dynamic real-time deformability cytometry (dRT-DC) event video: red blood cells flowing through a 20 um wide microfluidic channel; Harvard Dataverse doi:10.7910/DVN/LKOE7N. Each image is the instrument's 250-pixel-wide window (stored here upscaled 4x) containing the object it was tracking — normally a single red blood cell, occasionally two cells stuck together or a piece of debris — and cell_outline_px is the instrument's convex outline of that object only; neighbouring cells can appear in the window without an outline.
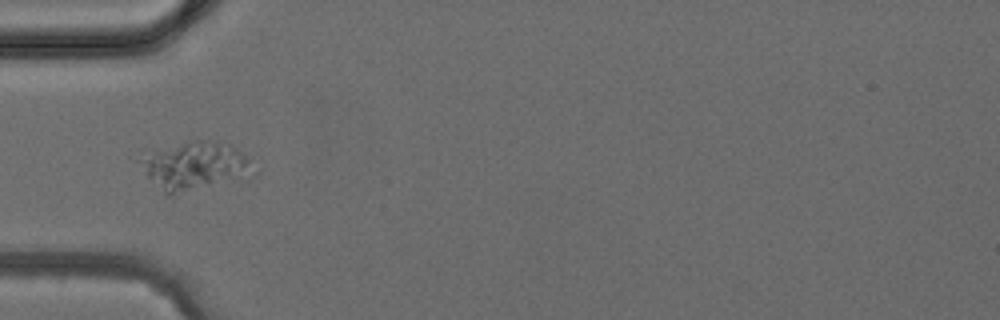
{"species": "common noctule bat (a hibernating species)", "species_latin": "Nyctalus noctula", "temperature_condition": "cold", "stored_images_in_passage": 5, "camera_frame_rate_fps": 3000, "um_per_image_px": 0.085, "animal": {"sex": "female", "body_mass_g": 24.6, "forearm_length_mm": 56.2}, "frame": {"image": 1, "passage_image": 4, "time_ms": 4.333, "image_size_px": [1000, 320], "cell_outline_px": [[248, 160], [244, 164], [212, 180], [172, 196], [164, 196], [144, 172], [136, 160], [136, 156], [144, 148], [188, 140], [212, 140], [232, 144]], "centroid_in_image_um": [15.98, 13.93], "position_along_channel_um": 69.0, "area_um2": 29.36}}
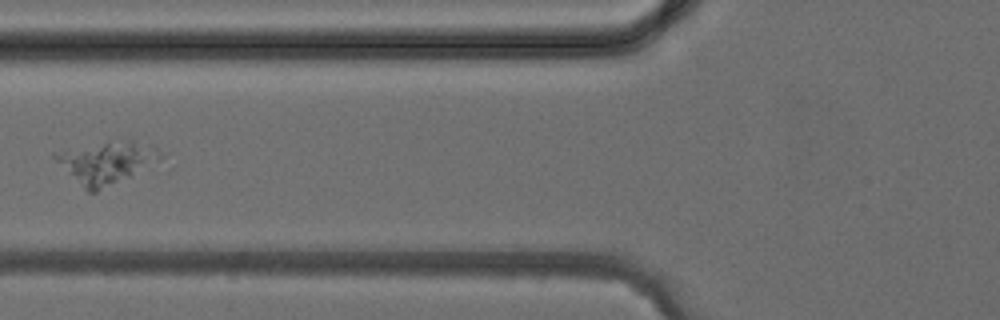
{"frame": {"image": 2, "passage_image": 5, "time_ms": 5.333, "image_size_px": [1000, 320], "cell_outline_px": [[168, 152], [164, 160], [96, 192], [88, 192], [52, 156], [52, 152], [108, 140], [132, 140], [152, 144]], "centroid_in_image_um": [9.18, 13.74], "position_along_channel_um": 116.6, "area_um2": 26.36}}